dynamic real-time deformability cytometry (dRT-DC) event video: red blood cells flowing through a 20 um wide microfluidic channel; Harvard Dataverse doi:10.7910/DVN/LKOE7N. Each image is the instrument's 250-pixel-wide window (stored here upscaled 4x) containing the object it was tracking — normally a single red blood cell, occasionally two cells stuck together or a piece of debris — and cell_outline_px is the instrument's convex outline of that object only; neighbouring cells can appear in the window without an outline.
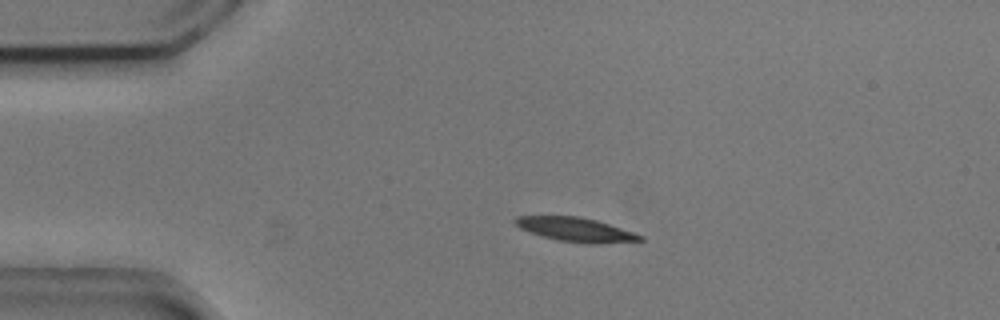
{"species": "common noctule bat (a hibernating species)", "species_latin": "Nyctalus noctula", "temperature_condition": "cold", "stored_images_in_passage": 23, "camera_frame_rate_fps": 3000, "um_per_image_px": 0.085, "animal": {"sex": "male", "body_mass_g": 20.5, "forearm_length_mm": 52.5}, "frame": {"image": 1, "passage_image": 1, "time_ms": 0.0, "image_size_px": [1000, 320], "cell_outline_px": [[644, 240], [600, 244], [588, 244], [560, 240], [544, 236], [520, 228], [512, 220], [516, 216], [580, 216], [596, 220], [644, 236]], "centroid_in_image_um": [48.95, 19.51], "position_along_channel_um": 36.0, "area_um2": 17.28}}